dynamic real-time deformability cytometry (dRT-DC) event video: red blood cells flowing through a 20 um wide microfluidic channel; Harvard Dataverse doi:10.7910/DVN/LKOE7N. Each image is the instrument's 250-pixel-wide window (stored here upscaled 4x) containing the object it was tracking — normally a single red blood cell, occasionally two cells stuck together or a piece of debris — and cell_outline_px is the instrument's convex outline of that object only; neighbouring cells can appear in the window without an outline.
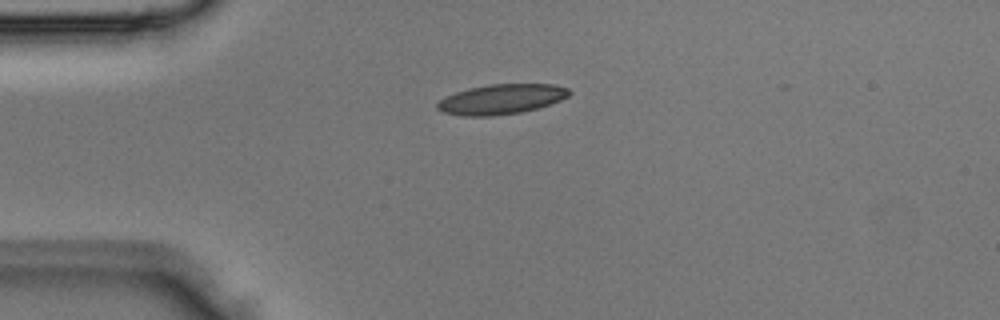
{"species": "Egyptian fruit bat (a non-hibernating species)", "species_latin": "Rousettus aegyptiacus", "temperature_condition": "room temperature", "stored_images_in_passage": 2, "camera_frame_rate_fps": 3000, "um_per_image_px": 0.085, "animal": {"sex": "male"}, "frame": {"image": 1, "passage_image": 1, "time_ms": 0.0, "image_size_px": [1000, 320], "cell_outline_px": [[572, 92], [568, 96], [560, 100], [536, 108], [520, 112], [492, 116], [464, 116], [444, 112], [436, 108], [436, 104], [440, 100], [456, 92], [468, 88], [488, 84], [556, 84], [568, 88]], "centroid_in_image_um": [42.62, 8.42], "position_along_channel_um": 42.4, "area_um2": 22.89}}